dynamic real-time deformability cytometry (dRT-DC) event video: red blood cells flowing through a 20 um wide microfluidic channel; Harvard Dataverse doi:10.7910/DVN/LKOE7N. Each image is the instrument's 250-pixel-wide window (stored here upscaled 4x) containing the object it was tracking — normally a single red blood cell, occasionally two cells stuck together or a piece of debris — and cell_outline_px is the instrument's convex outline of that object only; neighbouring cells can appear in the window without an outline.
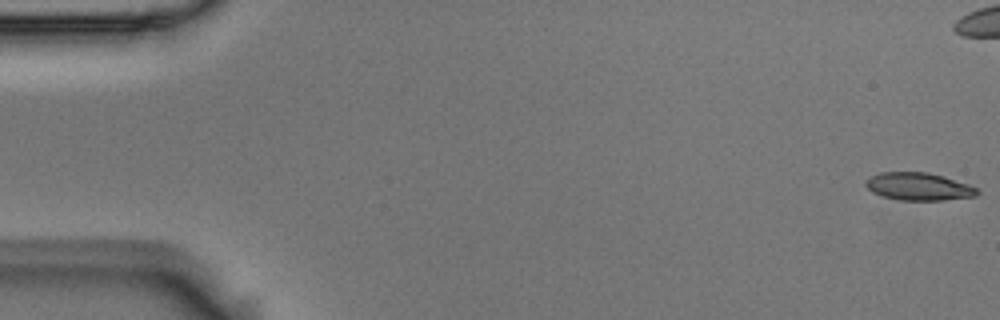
{"species": "Egyptian fruit bat (a non-hibernating species)", "species_latin": "Rousettus aegyptiacus", "temperature_condition": "room temperature", "stored_images_in_passage": 14, "camera_frame_rate_fps": 3000, "um_per_image_px": 0.085, "animal": {"sex": "male"}, "frame": {"image": 1, "passage_image": 1, "time_ms": 0.0, "image_size_px": [1000, 320], "cell_outline_px": [[980, 192], [976, 196], [944, 200], [900, 200], [880, 196], [872, 192], [864, 184], [872, 176], [880, 172], [928, 172], [944, 176], [980, 188]], "centroid_in_image_um": [78.12, 15.86], "position_along_channel_um": 6.9, "area_um2": 18.09}}